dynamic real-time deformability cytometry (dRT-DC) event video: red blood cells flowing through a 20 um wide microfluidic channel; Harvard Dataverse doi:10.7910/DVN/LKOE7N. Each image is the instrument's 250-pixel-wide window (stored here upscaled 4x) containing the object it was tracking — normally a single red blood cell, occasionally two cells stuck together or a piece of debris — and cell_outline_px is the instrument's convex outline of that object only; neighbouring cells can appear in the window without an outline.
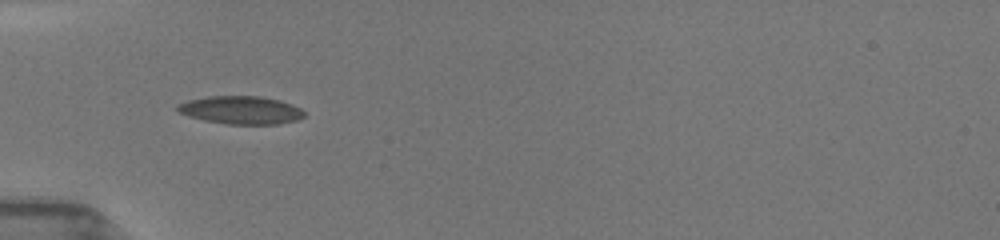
{"species": "common noctule bat (a hibernating species)", "species_latin": "Nyctalus noctula", "temperature_condition": "room temperature", "stored_images_in_passage": 7, "camera_frame_rate_fps": 3000, "um_per_image_px": 0.085, "animal": {"sex": "female", "body_mass_g": 19.5, "forearm_length_mm": 54.1}, "frame": {"image": 1, "passage_image": 1, "time_ms": 0.0, "image_size_px": [1000, 240], "cell_outline_px": [[304, 116], [296, 120], [276, 124], [228, 124], [204, 120], [188, 116], [180, 112], [176, 108], [176, 104], [188, 100], [208, 96], [260, 96], [280, 100], [292, 104], [300, 108], [304, 112]], "centroid_in_image_um": [20.46, 9.35], "position_along_channel_um": 64.5, "area_um2": 20.63}}
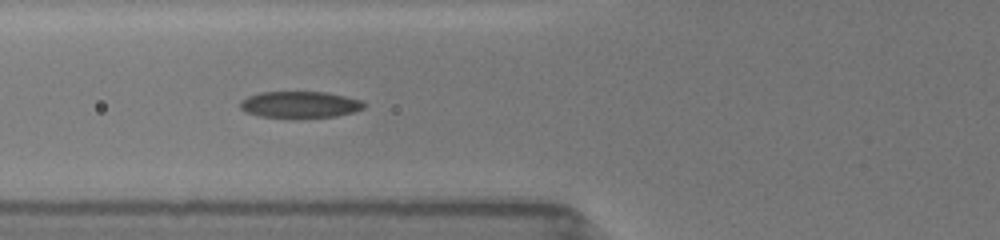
{"frame": {"image": 2, "passage_image": 6, "time_ms": 1.0, "image_size_px": [1000, 240], "cell_outline_px": [[364, 108], [352, 112], [336, 116], [296, 120], [260, 116], [244, 112], [240, 108], [240, 100], [248, 96], [260, 92], [324, 92], [364, 100]], "centroid_in_image_um": [25.46, 8.92], "position_along_channel_um": 100.3, "area_um2": 19.77}}